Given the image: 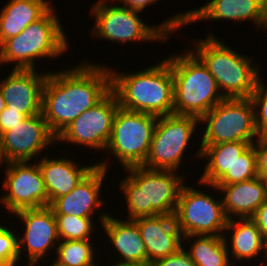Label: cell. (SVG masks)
I'll return each mask as SVG.
<instances>
[{
    "label": "cell",
    "mask_w": 267,
    "mask_h": 266,
    "mask_svg": "<svg viewBox=\"0 0 267 266\" xmlns=\"http://www.w3.org/2000/svg\"><path fill=\"white\" fill-rule=\"evenodd\" d=\"M85 61L48 72L41 113L55 137L111 91L110 66Z\"/></svg>",
    "instance_id": "cell-1"
},
{
    "label": "cell",
    "mask_w": 267,
    "mask_h": 266,
    "mask_svg": "<svg viewBox=\"0 0 267 266\" xmlns=\"http://www.w3.org/2000/svg\"><path fill=\"white\" fill-rule=\"evenodd\" d=\"M111 72L119 107L157 117L174 114V88L168 56L138 72Z\"/></svg>",
    "instance_id": "cell-2"
},
{
    "label": "cell",
    "mask_w": 267,
    "mask_h": 266,
    "mask_svg": "<svg viewBox=\"0 0 267 266\" xmlns=\"http://www.w3.org/2000/svg\"><path fill=\"white\" fill-rule=\"evenodd\" d=\"M119 188L127 205V220L156 215H174L185 175L172 170L143 166L125 168ZM181 174V176H180Z\"/></svg>",
    "instance_id": "cell-3"
},
{
    "label": "cell",
    "mask_w": 267,
    "mask_h": 266,
    "mask_svg": "<svg viewBox=\"0 0 267 266\" xmlns=\"http://www.w3.org/2000/svg\"><path fill=\"white\" fill-rule=\"evenodd\" d=\"M113 1L97 0L91 5L90 12L95 18L90 32L92 38L121 45L133 41L164 44L173 32L187 25V11L175 13L158 23L159 25H149L139 16L140 12L132 11L121 4L113 5Z\"/></svg>",
    "instance_id": "cell-4"
},
{
    "label": "cell",
    "mask_w": 267,
    "mask_h": 266,
    "mask_svg": "<svg viewBox=\"0 0 267 266\" xmlns=\"http://www.w3.org/2000/svg\"><path fill=\"white\" fill-rule=\"evenodd\" d=\"M193 46L191 51L216 79L224 98H250L260 76L252 56L234 51L212 32L206 38L193 39Z\"/></svg>",
    "instance_id": "cell-5"
},
{
    "label": "cell",
    "mask_w": 267,
    "mask_h": 266,
    "mask_svg": "<svg viewBox=\"0 0 267 266\" xmlns=\"http://www.w3.org/2000/svg\"><path fill=\"white\" fill-rule=\"evenodd\" d=\"M55 9L52 6L40 19L0 46V65L15 62L13 69L36 70V60L53 61L65 54L70 48L69 38Z\"/></svg>",
    "instance_id": "cell-6"
},
{
    "label": "cell",
    "mask_w": 267,
    "mask_h": 266,
    "mask_svg": "<svg viewBox=\"0 0 267 266\" xmlns=\"http://www.w3.org/2000/svg\"><path fill=\"white\" fill-rule=\"evenodd\" d=\"M186 50L168 55L173 76L174 114L200 119L225 98L202 61L191 49Z\"/></svg>",
    "instance_id": "cell-7"
},
{
    "label": "cell",
    "mask_w": 267,
    "mask_h": 266,
    "mask_svg": "<svg viewBox=\"0 0 267 266\" xmlns=\"http://www.w3.org/2000/svg\"><path fill=\"white\" fill-rule=\"evenodd\" d=\"M203 124L200 145L254 142L260 136L250 98H225L200 118V125Z\"/></svg>",
    "instance_id": "cell-8"
},
{
    "label": "cell",
    "mask_w": 267,
    "mask_h": 266,
    "mask_svg": "<svg viewBox=\"0 0 267 266\" xmlns=\"http://www.w3.org/2000/svg\"><path fill=\"white\" fill-rule=\"evenodd\" d=\"M157 116L118 108L106 155L118 160L121 168L142 166L147 157Z\"/></svg>",
    "instance_id": "cell-9"
},
{
    "label": "cell",
    "mask_w": 267,
    "mask_h": 266,
    "mask_svg": "<svg viewBox=\"0 0 267 266\" xmlns=\"http://www.w3.org/2000/svg\"><path fill=\"white\" fill-rule=\"evenodd\" d=\"M198 124L200 119L191 115L170 114L158 117L148 157L142 166L152 170L179 172Z\"/></svg>",
    "instance_id": "cell-10"
},
{
    "label": "cell",
    "mask_w": 267,
    "mask_h": 266,
    "mask_svg": "<svg viewBox=\"0 0 267 266\" xmlns=\"http://www.w3.org/2000/svg\"><path fill=\"white\" fill-rule=\"evenodd\" d=\"M189 185L182 186L174 213L179 230L183 236H223L228 218L222 199Z\"/></svg>",
    "instance_id": "cell-11"
},
{
    "label": "cell",
    "mask_w": 267,
    "mask_h": 266,
    "mask_svg": "<svg viewBox=\"0 0 267 266\" xmlns=\"http://www.w3.org/2000/svg\"><path fill=\"white\" fill-rule=\"evenodd\" d=\"M118 108L117 96L111 90L98 104L83 112L65 128L56 137V142L82 145L95 152H104L111 137L113 120Z\"/></svg>",
    "instance_id": "cell-12"
},
{
    "label": "cell",
    "mask_w": 267,
    "mask_h": 266,
    "mask_svg": "<svg viewBox=\"0 0 267 266\" xmlns=\"http://www.w3.org/2000/svg\"><path fill=\"white\" fill-rule=\"evenodd\" d=\"M4 174L1 185L6 193L0 196V204L7 212L14 214L22 209L48 206L46 187L36 161L10 162Z\"/></svg>",
    "instance_id": "cell-13"
},
{
    "label": "cell",
    "mask_w": 267,
    "mask_h": 266,
    "mask_svg": "<svg viewBox=\"0 0 267 266\" xmlns=\"http://www.w3.org/2000/svg\"><path fill=\"white\" fill-rule=\"evenodd\" d=\"M12 215L13 218L14 215L16 219L20 218L19 223L24 224V229H22L24 231L19 233L20 236L18 235L20 261L27 256L28 265L26 266H38L41 259V262L45 261V256L51 254L52 249L56 252L60 240L56 218L49 206L22 209Z\"/></svg>",
    "instance_id": "cell-14"
},
{
    "label": "cell",
    "mask_w": 267,
    "mask_h": 266,
    "mask_svg": "<svg viewBox=\"0 0 267 266\" xmlns=\"http://www.w3.org/2000/svg\"><path fill=\"white\" fill-rule=\"evenodd\" d=\"M0 140L9 163L36 161V155L38 157L39 153L56 143L42 113L26 117L4 132Z\"/></svg>",
    "instance_id": "cell-15"
},
{
    "label": "cell",
    "mask_w": 267,
    "mask_h": 266,
    "mask_svg": "<svg viewBox=\"0 0 267 266\" xmlns=\"http://www.w3.org/2000/svg\"><path fill=\"white\" fill-rule=\"evenodd\" d=\"M104 159L82 179V181L67 195L56 198L49 207L54 215H71L93 218L97 209L104 208L105 199L101 196L104 180L107 176L108 162ZM104 162V163H103Z\"/></svg>",
    "instance_id": "cell-16"
},
{
    "label": "cell",
    "mask_w": 267,
    "mask_h": 266,
    "mask_svg": "<svg viewBox=\"0 0 267 266\" xmlns=\"http://www.w3.org/2000/svg\"><path fill=\"white\" fill-rule=\"evenodd\" d=\"M48 71L11 69L0 81V90L7 107L26 117L41 114L42 92Z\"/></svg>",
    "instance_id": "cell-17"
},
{
    "label": "cell",
    "mask_w": 267,
    "mask_h": 266,
    "mask_svg": "<svg viewBox=\"0 0 267 266\" xmlns=\"http://www.w3.org/2000/svg\"><path fill=\"white\" fill-rule=\"evenodd\" d=\"M205 20L250 21L255 29H267V0H209L187 10V25ZM267 32V30H266Z\"/></svg>",
    "instance_id": "cell-18"
},
{
    "label": "cell",
    "mask_w": 267,
    "mask_h": 266,
    "mask_svg": "<svg viewBox=\"0 0 267 266\" xmlns=\"http://www.w3.org/2000/svg\"><path fill=\"white\" fill-rule=\"evenodd\" d=\"M144 241L148 266L160 258L168 257L183 247V234L174 215H156L133 220Z\"/></svg>",
    "instance_id": "cell-19"
},
{
    "label": "cell",
    "mask_w": 267,
    "mask_h": 266,
    "mask_svg": "<svg viewBox=\"0 0 267 266\" xmlns=\"http://www.w3.org/2000/svg\"><path fill=\"white\" fill-rule=\"evenodd\" d=\"M200 186L214 188L222 194V204L228 219L251 218L258 207L266 200V183L260 178H252L229 185H211L200 180Z\"/></svg>",
    "instance_id": "cell-20"
},
{
    "label": "cell",
    "mask_w": 267,
    "mask_h": 266,
    "mask_svg": "<svg viewBox=\"0 0 267 266\" xmlns=\"http://www.w3.org/2000/svg\"><path fill=\"white\" fill-rule=\"evenodd\" d=\"M100 213L97 220L99 219L106 238L111 242L109 244L113 245L116 255L119 256L118 260L148 266L147 251L137 224L133 220L124 219V213L122 219L112 216L108 211Z\"/></svg>",
    "instance_id": "cell-21"
},
{
    "label": "cell",
    "mask_w": 267,
    "mask_h": 266,
    "mask_svg": "<svg viewBox=\"0 0 267 266\" xmlns=\"http://www.w3.org/2000/svg\"><path fill=\"white\" fill-rule=\"evenodd\" d=\"M48 156L46 152L36 162L46 187L49 206L56 198L69 194L97 164L86 166L78 164L73 158L51 156L50 159Z\"/></svg>",
    "instance_id": "cell-22"
},
{
    "label": "cell",
    "mask_w": 267,
    "mask_h": 266,
    "mask_svg": "<svg viewBox=\"0 0 267 266\" xmlns=\"http://www.w3.org/2000/svg\"><path fill=\"white\" fill-rule=\"evenodd\" d=\"M223 238L231 263L234 266L236 261L238 263L240 261L243 263V260L249 262L253 258H255L256 263L257 257L259 258L261 254L262 257L260 258L265 260H259V263L261 262L260 265L267 266V242L263 239L257 225L250 218L228 219Z\"/></svg>",
    "instance_id": "cell-23"
},
{
    "label": "cell",
    "mask_w": 267,
    "mask_h": 266,
    "mask_svg": "<svg viewBox=\"0 0 267 266\" xmlns=\"http://www.w3.org/2000/svg\"><path fill=\"white\" fill-rule=\"evenodd\" d=\"M50 0H9L0 10V46L40 19L52 6Z\"/></svg>",
    "instance_id": "cell-24"
},
{
    "label": "cell",
    "mask_w": 267,
    "mask_h": 266,
    "mask_svg": "<svg viewBox=\"0 0 267 266\" xmlns=\"http://www.w3.org/2000/svg\"><path fill=\"white\" fill-rule=\"evenodd\" d=\"M254 142H225L213 145H200L194 155L199 159L207 160L204 170L198 180L215 185L228 170H231L235 161ZM198 152V153H197Z\"/></svg>",
    "instance_id": "cell-25"
},
{
    "label": "cell",
    "mask_w": 267,
    "mask_h": 266,
    "mask_svg": "<svg viewBox=\"0 0 267 266\" xmlns=\"http://www.w3.org/2000/svg\"><path fill=\"white\" fill-rule=\"evenodd\" d=\"M183 247L196 266H233L223 236H183Z\"/></svg>",
    "instance_id": "cell-26"
},
{
    "label": "cell",
    "mask_w": 267,
    "mask_h": 266,
    "mask_svg": "<svg viewBox=\"0 0 267 266\" xmlns=\"http://www.w3.org/2000/svg\"><path fill=\"white\" fill-rule=\"evenodd\" d=\"M92 240L59 241L53 261L58 266H97V245ZM96 247V248H95ZM96 249V250H95ZM96 261V263H95Z\"/></svg>",
    "instance_id": "cell-27"
},
{
    "label": "cell",
    "mask_w": 267,
    "mask_h": 266,
    "mask_svg": "<svg viewBox=\"0 0 267 266\" xmlns=\"http://www.w3.org/2000/svg\"><path fill=\"white\" fill-rule=\"evenodd\" d=\"M57 233L60 241L65 240H91L94 230L95 219L89 217H77L71 215H55Z\"/></svg>",
    "instance_id": "cell-28"
},
{
    "label": "cell",
    "mask_w": 267,
    "mask_h": 266,
    "mask_svg": "<svg viewBox=\"0 0 267 266\" xmlns=\"http://www.w3.org/2000/svg\"><path fill=\"white\" fill-rule=\"evenodd\" d=\"M258 177L257 155L254 144H251L235 161L231 170L215 184L229 185L232 183L243 182Z\"/></svg>",
    "instance_id": "cell-29"
},
{
    "label": "cell",
    "mask_w": 267,
    "mask_h": 266,
    "mask_svg": "<svg viewBox=\"0 0 267 266\" xmlns=\"http://www.w3.org/2000/svg\"><path fill=\"white\" fill-rule=\"evenodd\" d=\"M258 77L250 96L254 106L255 126L260 136H267V85Z\"/></svg>",
    "instance_id": "cell-30"
},
{
    "label": "cell",
    "mask_w": 267,
    "mask_h": 266,
    "mask_svg": "<svg viewBox=\"0 0 267 266\" xmlns=\"http://www.w3.org/2000/svg\"><path fill=\"white\" fill-rule=\"evenodd\" d=\"M11 230L7 224H0V265L9 263H19L18 253V232Z\"/></svg>",
    "instance_id": "cell-31"
},
{
    "label": "cell",
    "mask_w": 267,
    "mask_h": 266,
    "mask_svg": "<svg viewBox=\"0 0 267 266\" xmlns=\"http://www.w3.org/2000/svg\"><path fill=\"white\" fill-rule=\"evenodd\" d=\"M150 266H196L186 251L181 247L172 255L153 261Z\"/></svg>",
    "instance_id": "cell-32"
},
{
    "label": "cell",
    "mask_w": 267,
    "mask_h": 266,
    "mask_svg": "<svg viewBox=\"0 0 267 266\" xmlns=\"http://www.w3.org/2000/svg\"><path fill=\"white\" fill-rule=\"evenodd\" d=\"M253 144L257 155L258 177L265 180L267 179V136H259Z\"/></svg>",
    "instance_id": "cell-33"
},
{
    "label": "cell",
    "mask_w": 267,
    "mask_h": 266,
    "mask_svg": "<svg viewBox=\"0 0 267 266\" xmlns=\"http://www.w3.org/2000/svg\"><path fill=\"white\" fill-rule=\"evenodd\" d=\"M26 116L13 109L6 108L0 113V136L24 120Z\"/></svg>",
    "instance_id": "cell-34"
},
{
    "label": "cell",
    "mask_w": 267,
    "mask_h": 266,
    "mask_svg": "<svg viewBox=\"0 0 267 266\" xmlns=\"http://www.w3.org/2000/svg\"><path fill=\"white\" fill-rule=\"evenodd\" d=\"M250 219L257 225L263 239L267 242V199L258 207Z\"/></svg>",
    "instance_id": "cell-35"
},
{
    "label": "cell",
    "mask_w": 267,
    "mask_h": 266,
    "mask_svg": "<svg viewBox=\"0 0 267 266\" xmlns=\"http://www.w3.org/2000/svg\"><path fill=\"white\" fill-rule=\"evenodd\" d=\"M119 4H122L124 7L137 12H143V10L146 9L147 6L150 7V5L155 4L159 0H116Z\"/></svg>",
    "instance_id": "cell-36"
},
{
    "label": "cell",
    "mask_w": 267,
    "mask_h": 266,
    "mask_svg": "<svg viewBox=\"0 0 267 266\" xmlns=\"http://www.w3.org/2000/svg\"><path fill=\"white\" fill-rule=\"evenodd\" d=\"M97 266H99V264H97ZM111 266H145V265L139 264V263H136V262H128V261L117 260L116 263H113V265L111 264Z\"/></svg>",
    "instance_id": "cell-37"
},
{
    "label": "cell",
    "mask_w": 267,
    "mask_h": 266,
    "mask_svg": "<svg viewBox=\"0 0 267 266\" xmlns=\"http://www.w3.org/2000/svg\"><path fill=\"white\" fill-rule=\"evenodd\" d=\"M2 164L5 166L4 169H6L8 167V159L6 158L5 156V153H4V150H3V147H2V143H1V140H0V166H2Z\"/></svg>",
    "instance_id": "cell-38"
},
{
    "label": "cell",
    "mask_w": 267,
    "mask_h": 266,
    "mask_svg": "<svg viewBox=\"0 0 267 266\" xmlns=\"http://www.w3.org/2000/svg\"><path fill=\"white\" fill-rule=\"evenodd\" d=\"M7 104L0 90V113L6 108Z\"/></svg>",
    "instance_id": "cell-39"
},
{
    "label": "cell",
    "mask_w": 267,
    "mask_h": 266,
    "mask_svg": "<svg viewBox=\"0 0 267 266\" xmlns=\"http://www.w3.org/2000/svg\"><path fill=\"white\" fill-rule=\"evenodd\" d=\"M17 264L20 266L19 263L2 264V265H0V266H18Z\"/></svg>",
    "instance_id": "cell-40"
},
{
    "label": "cell",
    "mask_w": 267,
    "mask_h": 266,
    "mask_svg": "<svg viewBox=\"0 0 267 266\" xmlns=\"http://www.w3.org/2000/svg\"><path fill=\"white\" fill-rule=\"evenodd\" d=\"M47 264V266H49L50 264V266H58L57 264H55L53 261L51 262V263H49V265H48V263H46Z\"/></svg>",
    "instance_id": "cell-41"
},
{
    "label": "cell",
    "mask_w": 267,
    "mask_h": 266,
    "mask_svg": "<svg viewBox=\"0 0 267 266\" xmlns=\"http://www.w3.org/2000/svg\"><path fill=\"white\" fill-rule=\"evenodd\" d=\"M266 183V199H267V179L264 180Z\"/></svg>",
    "instance_id": "cell-42"
}]
</instances>
